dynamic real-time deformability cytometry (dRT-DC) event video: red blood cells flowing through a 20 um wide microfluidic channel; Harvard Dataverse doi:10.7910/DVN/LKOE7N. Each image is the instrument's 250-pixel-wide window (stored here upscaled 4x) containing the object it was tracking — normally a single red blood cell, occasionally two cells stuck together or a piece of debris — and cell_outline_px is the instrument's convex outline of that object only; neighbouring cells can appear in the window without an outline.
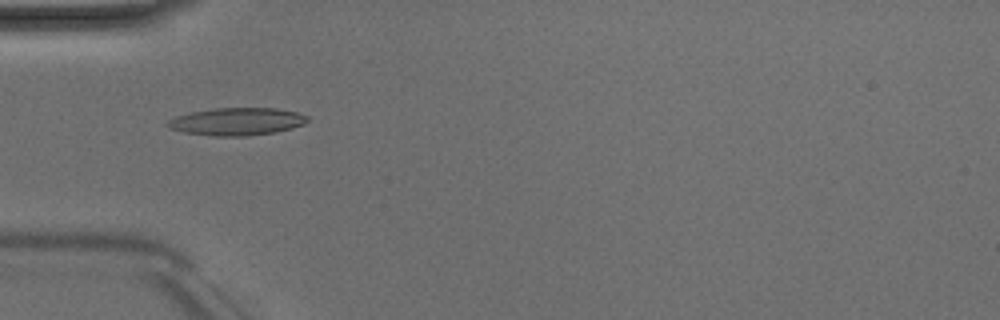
{"species": "Egyptian fruit bat (a non-hibernating species)", "species_latin": "Rousettus aegyptiacus", "temperature_condition": "room temperature", "stored_images_in_passage": 6, "camera_frame_rate_fps": 3000, "um_per_image_px": 0.085, "animal": {"sex": "male"}, "frame": {"image": 1, "passage_image": 4, "time_ms": 4.333, "image_size_px": [1000, 320], "cell_outline_px": [[308, 120], [304, 124], [292, 128], [276, 132], [244, 136], [212, 136], [184, 132], [168, 128], [164, 124], [168, 120], [176, 116], [192, 112], [216, 108], [276, 108], [296, 112], [308, 116]], "centroid_in_image_um": [20.11, 10.33], "position_along_channel_um": 64.9, "area_um2": 22.48}}